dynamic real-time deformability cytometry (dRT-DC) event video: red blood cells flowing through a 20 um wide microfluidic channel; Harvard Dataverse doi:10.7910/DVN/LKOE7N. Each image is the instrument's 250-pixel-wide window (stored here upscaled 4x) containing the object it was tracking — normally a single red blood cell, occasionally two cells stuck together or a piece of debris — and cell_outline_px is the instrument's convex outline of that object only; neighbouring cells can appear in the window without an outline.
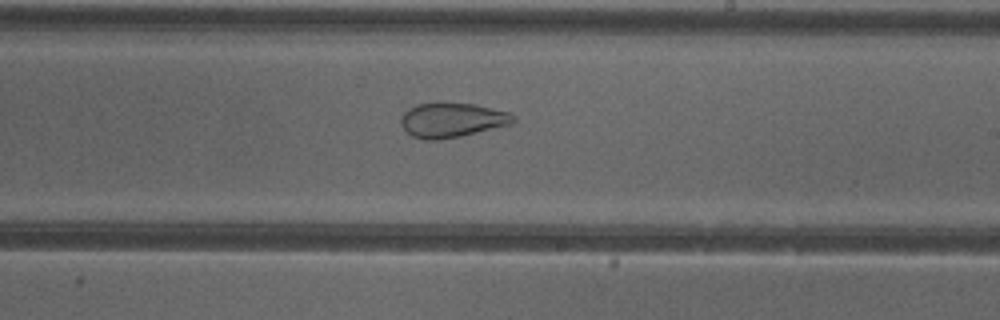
{"species": "common noctule bat (a hibernating species)", "species_latin": "Nyctalus noctula", "temperature_condition": "cold", "stored_images_in_passage": 51, "camera_frame_rate_fps": 3000, "um_per_image_px": 0.085, "animal": {"sex": "female"}, "frame": {"image": 1, "passage_image": 30, "time_ms": 9.667, "image_size_px": [1000, 320], "cell_outline_px": [[516, 120], [512, 124], [460, 136], [436, 140], [424, 140], [412, 136], [404, 128], [400, 120], [404, 112], [408, 108], [420, 104], [476, 104], [508, 112], [516, 116]], "centroid_in_image_um": [38.45, 10.22], "position_along_channel_um": 250.6, "area_um2": 22.25}}